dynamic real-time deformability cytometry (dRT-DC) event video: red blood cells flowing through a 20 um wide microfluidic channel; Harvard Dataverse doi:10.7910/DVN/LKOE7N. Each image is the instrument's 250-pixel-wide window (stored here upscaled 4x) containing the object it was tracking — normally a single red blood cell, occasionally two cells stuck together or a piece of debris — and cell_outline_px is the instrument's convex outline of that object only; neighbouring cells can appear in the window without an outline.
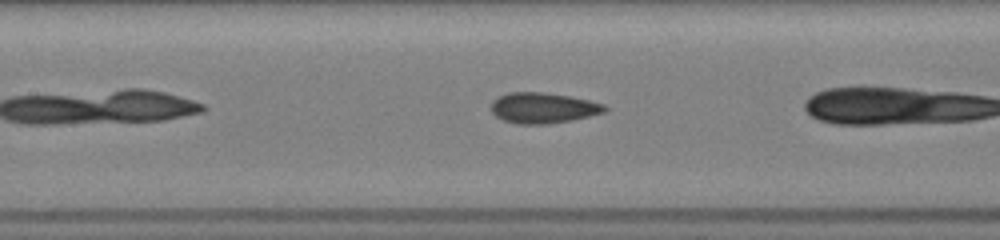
{"species": "common noctule bat (a hibernating species)", "species_latin": "Nyctalus noctula", "temperature_condition": "room temperature", "stored_images_in_passage": 18, "camera_frame_rate_fps": 3000, "um_per_image_px": 0.085, "animal": {"sex": "female", "body_mass_g": 19.5, "forearm_length_mm": 54.1}, "frame": {"image": 1, "passage_image": 6, "time_ms": 2.0, "image_size_px": [1000, 240], "cell_outline_px": [[608, 108], [604, 112], [572, 120], [548, 124], [516, 124], [504, 120], [496, 116], [492, 112], [492, 100], [508, 92], [544, 92], [568, 96], [588, 100], [604, 104]], "centroid_in_image_um": [46.15, 9.17], "position_along_channel_um": 161.3, "area_um2": 20.17}}